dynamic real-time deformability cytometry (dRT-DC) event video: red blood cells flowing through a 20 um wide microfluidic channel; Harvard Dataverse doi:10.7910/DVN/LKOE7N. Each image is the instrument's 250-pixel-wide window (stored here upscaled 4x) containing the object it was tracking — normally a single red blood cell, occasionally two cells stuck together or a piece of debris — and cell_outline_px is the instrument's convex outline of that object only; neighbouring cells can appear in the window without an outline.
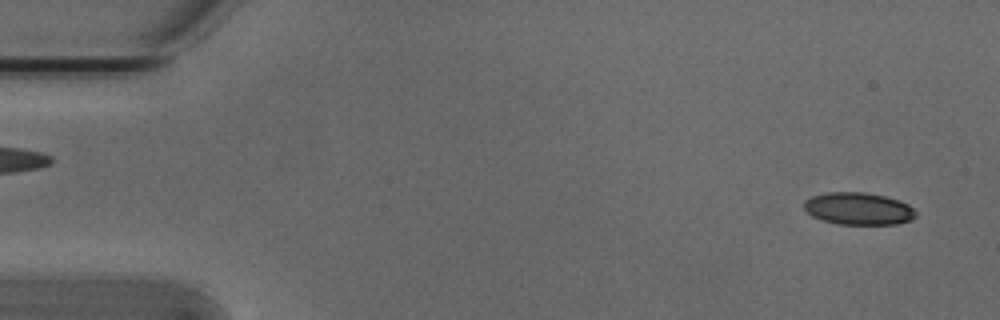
{"species": "Egyptian fruit bat (a non-hibernating species)", "species_latin": "Rousettus aegyptiacus", "temperature_condition": "cold", "stored_images_in_passage": 4, "segment_of_instrument_passage": [2, 2], "camera_frame_rate_fps": 3000, "um_per_image_px": 0.085, "animal": {"sex": "male"}, "frame": {"image": 1, "passage_image": 4, "time_ms": 1.0, "image_size_px": [1000, 320], "cell_outline_px": [[916, 216], [912, 220], [896, 224], [836, 224], [820, 220], [812, 216], [804, 208], [804, 200], [812, 196], [828, 192], [864, 192], [884, 196], [900, 200], [908, 204], [916, 212]], "centroid_in_image_um": [72.96, 17.74], "position_along_channel_um": 12.0, "area_um2": 21.15}}